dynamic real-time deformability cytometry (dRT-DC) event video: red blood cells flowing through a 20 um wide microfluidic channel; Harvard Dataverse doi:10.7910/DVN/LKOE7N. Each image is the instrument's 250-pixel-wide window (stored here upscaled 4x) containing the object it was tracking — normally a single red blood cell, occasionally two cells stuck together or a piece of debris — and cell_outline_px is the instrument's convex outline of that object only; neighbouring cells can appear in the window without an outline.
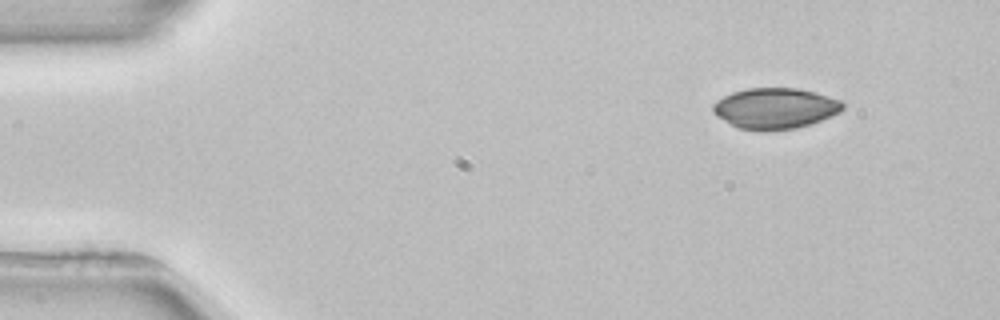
{"species": "common noctule bat (a hibernating species)", "species_latin": "Nyctalus noctula", "temperature_condition": "room temperature", "stored_images_in_passage": 3, "camera_frame_rate_fps": 3000, "um_per_image_px": 0.085, "animal": {"sex": "female", "body_mass_g": 22.7, "forearm_length_mm": 54.2}, "frame": {"image": 1, "passage_image": 1, "time_ms": 0.0, "image_size_px": [1000, 320], "cell_outline_px": [[844, 108], [840, 112], [832, 116], [796, 128], [764, 132], [736, 128], [716, 116], [712, 112], [712, 104], [716, 100], [732, 92], [748, 88], [796, 88], [816, 92], [840, 100], [844, 104]], "centroid_in_image_um": [65.85, 9.22], "position_along_channel_um": 19.2, "area_um2": 31.21}}
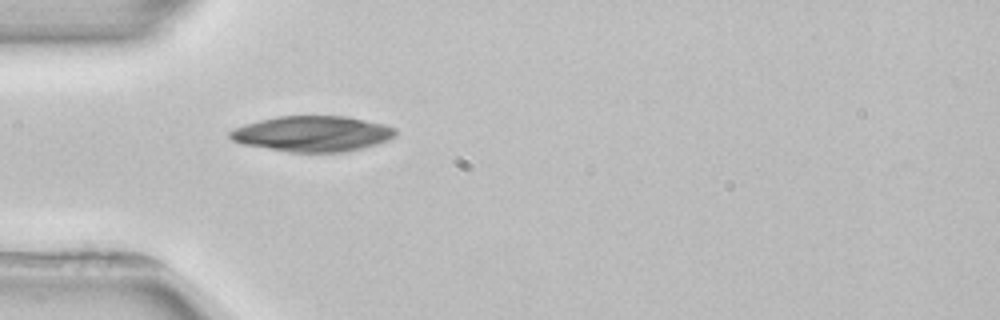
{"frame": {"image": 2, "passage_image": 3, "time_ms": 3.333, "image_size_px": [1000, 320], "cell_outline_px": [[396, 136], [388, 140], [376, 144], [344, 152], [288, 152], [244, 144], [232, 140], [228, 136], [228, 132], [244, 124], [276, 116], [348, 116], [384, 124], [396, 128]], "centroid_in_image_um": [26.57, 11.36], "position_along_channel_um": 58.4, "area_um2": 34.33}}